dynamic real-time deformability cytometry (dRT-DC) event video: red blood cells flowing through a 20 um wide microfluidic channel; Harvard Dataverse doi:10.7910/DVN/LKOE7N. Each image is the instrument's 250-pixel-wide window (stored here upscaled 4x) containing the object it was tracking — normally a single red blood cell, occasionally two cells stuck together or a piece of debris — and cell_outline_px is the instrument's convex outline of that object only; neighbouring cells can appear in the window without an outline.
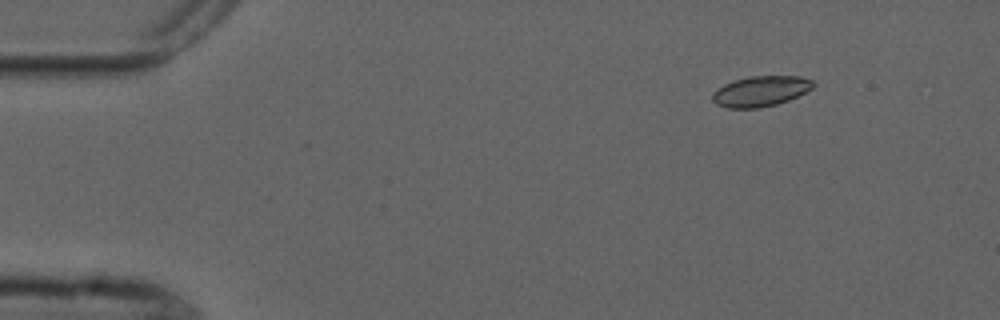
{"species": "common noctule bat (a hibernating species)", "species_latin": "Nyctalus noctula", "temperature_condition": "cold", "stored_images_in_passage": 4, "segment_of_instrument_passage": [2, 2], "camera_frame_rate_fps": 3000, "um_per_image_px": 0.085, "animal": {"sex": "male", "forearm_length_mm": 52.5}, "frame": {"image": 1, "passage_image": 4, "time_ms": 3.667, "image_size_px": [1000, 320], "cell_outline_px": [[816, 84], [812, 88], [788, 100], [776, 104], [760, 108], [728, 108], [716, 104], [712, 100], [712, 92], [724, 84], [732, 80], [748, 76], [800, 76], [812, 80]], "centroid_in_image_um": [64.62, 7.74], "position_along_channel_um": 20.4, "area_um2": 17.92}}